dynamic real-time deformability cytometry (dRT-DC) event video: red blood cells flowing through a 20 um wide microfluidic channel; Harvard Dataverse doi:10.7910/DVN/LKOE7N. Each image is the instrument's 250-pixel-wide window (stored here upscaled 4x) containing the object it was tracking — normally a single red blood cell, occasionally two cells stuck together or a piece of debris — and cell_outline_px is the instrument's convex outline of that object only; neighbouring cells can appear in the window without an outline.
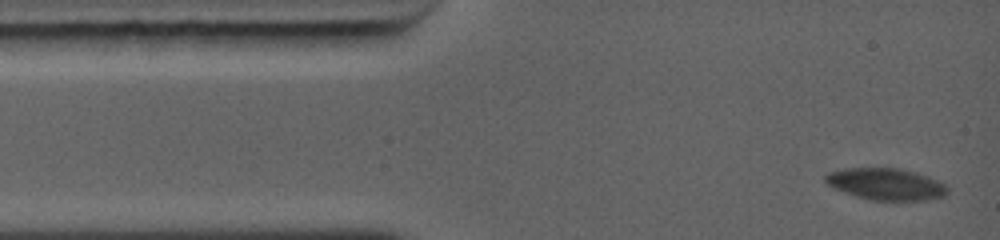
{"species": "common noctule bat (a hibernating species)", "species_latin": "Nyctalus noctula", "temperature_condition": "warm", "stored_images_in_passage": 7, "camera_frame_rate_fps": 5000, "um_per_image_px": 0.085, "animal": {"sex": "female", "body_mass_g": 19.0, "forearm_length_mm": 56.7}, "frame": {"image": 1, "passage_image": 1, "time_ms": 0.0, "image_size_px": [1000, 240], "cell_outline_px": [[948, 192], [944, 196], [928, 200], [868, 200], [832, 188], [824, 180], [824, 176], [828, 172], [844, 168], [900, 168], [916, 172], [928, 176], [944, 184], [948, 188]], "centroid_in_image_um": [75.28, 15.64], "position_along_channel_um": 9.7, "area_um2": 22.72}}
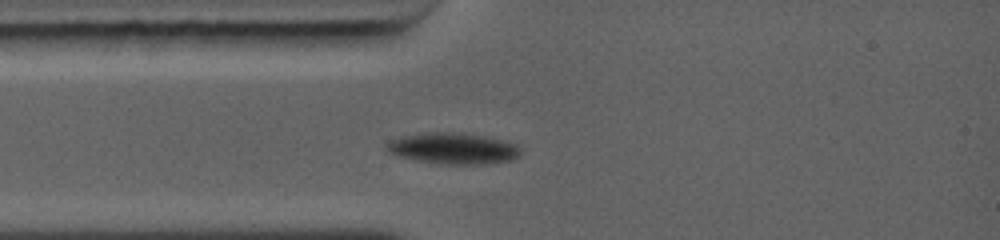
{"frame": {"image": 2, "passage_image": 6, "time_ms": 2.4, "image_size_px": [1000, 240], "cell_outline_px": [[520, 156], [512, 160], [488, 164], [440, 164], [396, 156], [388, 152], [388, 144], [392, 140], [404, 136], [432, 132], [460, 132], [504, 140], [516, 144], [520, 148]], "centroid_in_image_um": [38.58, 12.63], "position_along_channel_um": 46.4, "area_um2": 24.22}}